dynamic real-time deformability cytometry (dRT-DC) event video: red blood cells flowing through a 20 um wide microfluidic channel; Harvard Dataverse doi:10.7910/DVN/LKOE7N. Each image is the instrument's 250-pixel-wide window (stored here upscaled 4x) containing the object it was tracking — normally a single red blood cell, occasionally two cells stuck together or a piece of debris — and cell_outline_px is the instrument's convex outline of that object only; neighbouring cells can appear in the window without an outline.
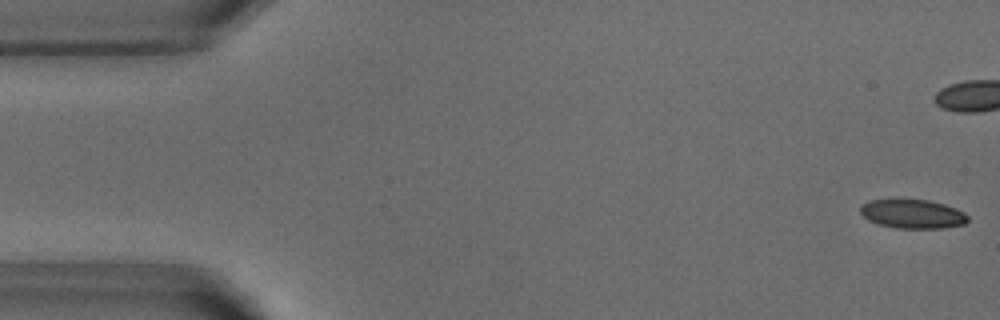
{"species": "common noctule bat (a hibernating species)", "species_latin": "Nyctalus noctula", "temperature_condition": "warm", "stored_images_in_passage": 41, "camera_frame_rate_fps": 3000, "um_per_image_px": 0.085, "animal": {"sex": "male", "body_mass_g": 18.8}, "frame": {"image": 1, "passage_image": 1, "time_ms": 0.0, "image_size_px": [1000, 320], "cell_outline_px": [[968, 220], [964, 224], [944, 228], [896, 228], [880, 224], [868, 220], [860, 212], [860, 208], [868, 200], [896, 196], [904, 196], [928, 200], [944, 204], [956, 208], [964, 212], [968, 216]], "centroid_in_image_um": [77.54, 18.12], "position_along_channel_um": 7.5, "area_um2": 18.96}}